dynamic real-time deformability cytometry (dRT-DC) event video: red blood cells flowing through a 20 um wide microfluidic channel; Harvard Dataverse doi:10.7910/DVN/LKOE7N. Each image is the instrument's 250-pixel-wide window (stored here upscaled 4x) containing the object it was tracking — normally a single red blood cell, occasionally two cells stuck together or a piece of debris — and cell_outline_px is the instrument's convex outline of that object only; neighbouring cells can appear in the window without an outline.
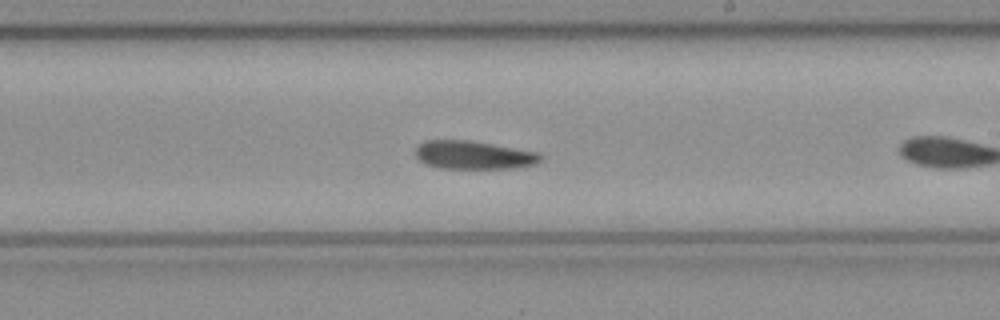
{"species": "common noctule bat (a hibernating species)", "species_latin": "Nyctalus noctula", "temperature_condition": "cold", "stored_images_in_passage": 35, "camera_frame_rate_fps": 3000, "um_per_image_px": 0.085, "animal": {"sex": "female", "body_mass_g": 21.9}, "frame": {"image": 1, "passage_image": 16, "time_ms": 5.0, "image_size_px": [1000, 320], "cell_outline_px": [[544, 156], [536, 164], [512, 168], [440, 168], [424, 164], [416, 156], [416, 144], [424, 140], [468, 140], [540, 152]], "centroid_in_image_um": [40.25, 13.17], "position_along_channel_um": 248.8, "area_um2": 20.75}}
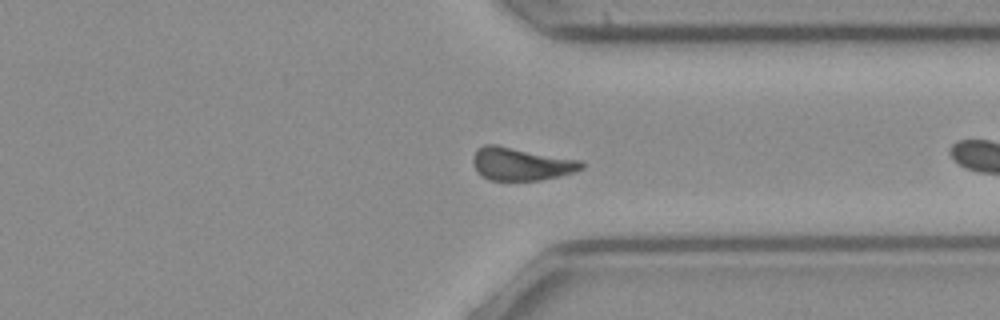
{"frame": {"image": 2, "passage_image": 25, "time_ms": 8.0, "image_size_px": [1000, 320], "cell_outline_px": [[584, 168], [560, 176], [540, 180], [488, 180], [480, 176], [476, 172], [472, 160], [472, 156], [476, 148], [484, 144], [496, 144], [580, 160], [584, 164]], "centroid_in_image_um": [44.23, 13.93], "position_along_channel_um": 367.2, "area_um2": 21.04}}